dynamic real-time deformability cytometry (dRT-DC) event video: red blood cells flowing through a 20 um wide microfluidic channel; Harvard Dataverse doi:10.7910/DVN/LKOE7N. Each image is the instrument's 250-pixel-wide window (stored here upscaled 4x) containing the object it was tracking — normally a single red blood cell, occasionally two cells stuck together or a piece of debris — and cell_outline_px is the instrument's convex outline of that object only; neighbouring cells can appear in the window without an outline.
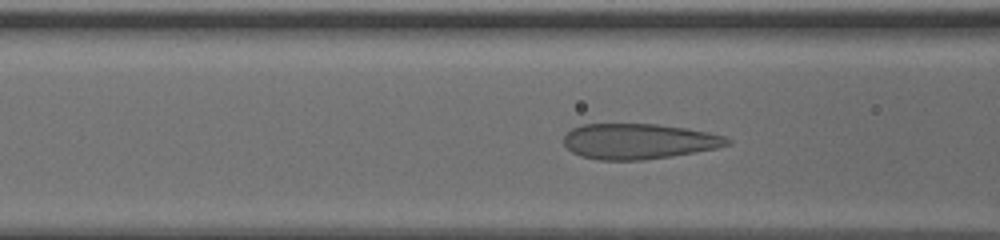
{"species": "human", "species_latin": "Homo sapiens", "temperature_condition": "cold", "stored_images_in_passage": 49, "camera_frame_rate_fps": 3000, "um_per_image_px": 0.085, "donor": {"sex": "male"}, "frame": {"image": 1, "passage_image": 20, "time_ms": 6.333, "image_size_px": [1000, 240], "cell_outline_px": [[732, 144], [716, 148], [672, 156], [644, 160], [596, 160], [580, 156], [572, 152], [564, 144], [564, 136], [572, 128], [584, 124], [656, 124], [684, 128], [708, 132], [724, 136], [732, 140]], "centroid_in_image_um": [54.28, 12.02], "position_along_channel_um": 112.3, "area_um2": 33.81}}
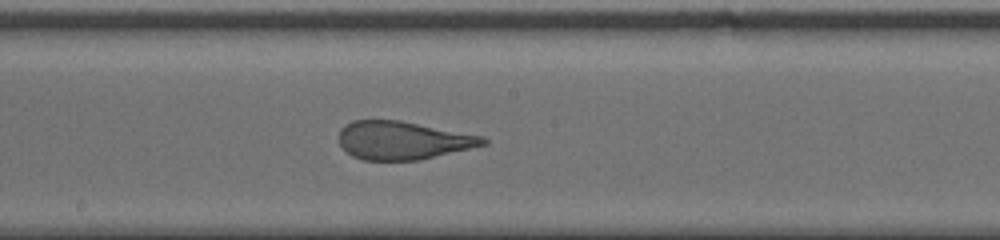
{"frame": {"image": 2, "passage_image": 28, "time_ms": 9.0, "image_size_px": [1000, 240], "cell_outline_px": [[488, 144], [420, 160], [364, 160], [352, 156], [340, 144], [340, 128], [352, 120], [400, 120], [484, 136], [488, 140]], "centroid_in_image_um": [34.27, 11.93], "position_along_channel_um": 213.9, "area_um2": 32.08}}
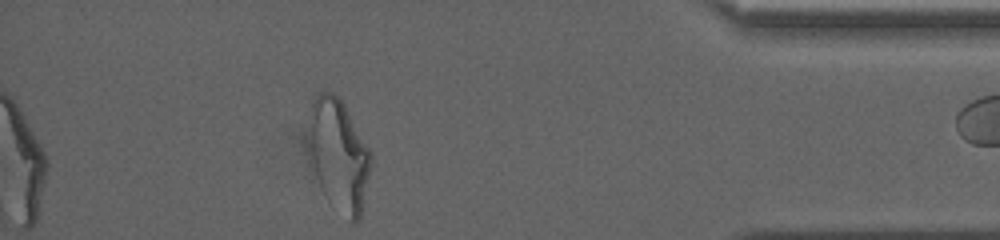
{"frame": {"image": 3, "passage_image": 46, "time_ms": 15.0, "image_size_px": [1000, 240], "cell_outline_px": [[372, 164], [360, 216], [356, 224], [352, 224], [324, 192], [308, 160], [312, 104], [316, 92], [332, 92], [344, 104], [368, 148], [372, 156]], "centroid_in_image_um": [28.8, 13.17], "position_along_channel_um": 406.4, "area_um2": 39.71}, "authors_computed_cell_mechanics": {"area_um2": 35.0846, "velocity_mm_per_s": 3.805, "shape_relaxation_time_tau1_ms": 9.3109, "shape_relaxation_time_tau2_ms": null, "deformation_change_tau1": 0.2409, "deformation_change_tau2": null}}